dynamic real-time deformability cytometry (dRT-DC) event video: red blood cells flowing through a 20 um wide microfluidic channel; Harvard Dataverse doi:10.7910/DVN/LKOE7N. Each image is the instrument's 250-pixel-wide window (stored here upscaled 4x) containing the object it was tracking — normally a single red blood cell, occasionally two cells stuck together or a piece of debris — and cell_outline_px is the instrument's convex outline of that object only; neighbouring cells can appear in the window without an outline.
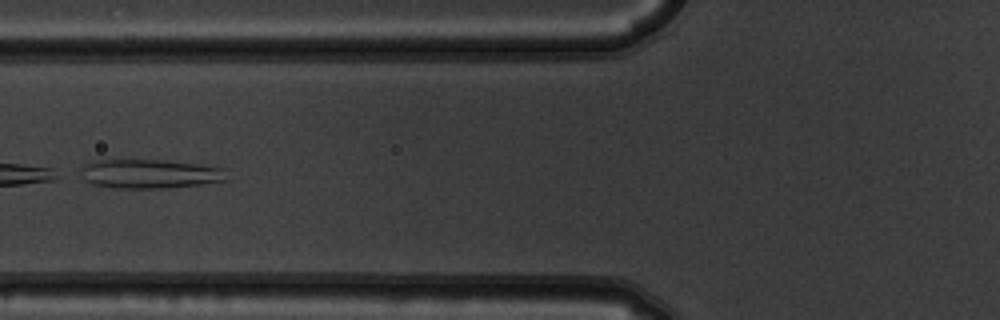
{"species": "common noctule bat (a hibernating species)", "species_latin": "Nyctalus noctula", "temperature_condition": "warm", "stored_images_in_passage": 10, "camera_frame_rate_fps": 3000, "um_per_image_px": 0.085, "animal": {"sex": "male", "body_mass_g": 19.5, "forearm_length_mm": 54.6}, "frame": {"image": 1, "passage_image": 6, "time_ms": 1.667, "image_size_px": [1000, 320], "cell_outline_px": [[228, 180], [200, 184], [168, 188], [112, 188], [92, 184], [84, 180], [80, 172], [80, 168], [84, 164], [92, 160], [164, 160], [200, 164], [224, 168]], "centroid_in_image_um": [12.7, 14.77], "position_along_channel_um": 113.1, "area_um2": 25.03}}